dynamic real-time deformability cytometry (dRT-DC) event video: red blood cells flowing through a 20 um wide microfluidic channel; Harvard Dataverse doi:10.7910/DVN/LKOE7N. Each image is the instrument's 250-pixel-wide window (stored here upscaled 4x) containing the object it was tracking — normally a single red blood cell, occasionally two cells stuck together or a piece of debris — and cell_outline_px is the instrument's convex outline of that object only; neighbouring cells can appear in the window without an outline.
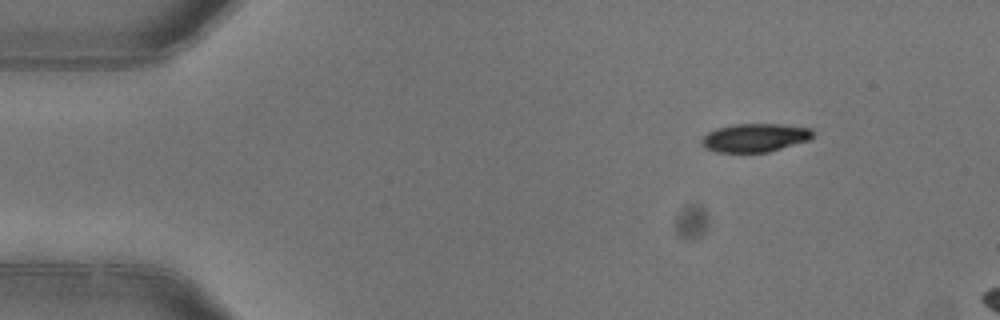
{"species": "common noctule bat (a hibernating species)", "species_latin": "Nyctalus noctula", "temperature_condition": "warm", "stored_images_in_passage": 4, "camera_frame_rate_fps": 3000, "um_per_image_px": 0.085, "animal": {"sex": "female"}, "frame": {"image": 1, "passage_image": 1, "time_ms": 0.0, "image_size_px": [1000, 320], "cell_outline_px": [[812, 136], [808, 140], [768, 152], [716, 152], [704, 148], [700, 144], [700, 140], [708, 132], [716, 128], [732, 124], [780, 124], [812, 128]], "centroid_in_image_um": [64.11, 11.7], "position_along_channel_um": 20.9, "area_um2": 18.44}}